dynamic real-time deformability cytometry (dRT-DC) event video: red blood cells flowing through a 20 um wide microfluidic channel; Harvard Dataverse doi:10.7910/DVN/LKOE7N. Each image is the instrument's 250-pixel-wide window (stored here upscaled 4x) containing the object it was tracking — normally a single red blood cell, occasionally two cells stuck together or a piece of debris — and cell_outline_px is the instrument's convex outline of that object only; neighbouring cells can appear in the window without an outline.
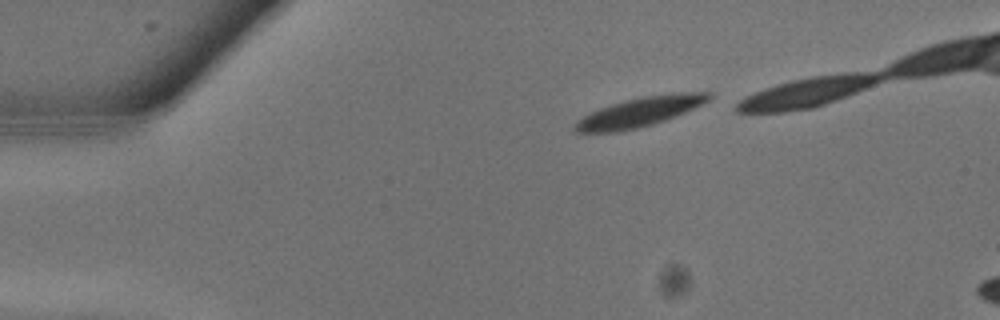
{"species": "common noctule bat (a hibernating species)", "species_latin": "Nyctalus noctula", "temperature_condition": "warm", "stored_images_in_passage": 7, "camera_frame_rate_fps": 3000, "um_per_image_px": 0.085, "animal": {"sex": "male", "body_mass_g": 13.3}, "frame": {"image": 1, "passage_image": 1, "time_ms": 0.0, "image_size_px": [1000, 320], "cell_outline_px": [[712, 96], [708, 100], [676, 116], [652, 124], [636, 128], [616, 132], [572, 132], [572, 128], [584, 116], [600, 108], [624, 100], [644, 96], [680, 92], [712, 92]], "centroid_in_image_um": [54.38, 9.51], "position_along_channel_um": 30.6, "area_um2": 22.48}}